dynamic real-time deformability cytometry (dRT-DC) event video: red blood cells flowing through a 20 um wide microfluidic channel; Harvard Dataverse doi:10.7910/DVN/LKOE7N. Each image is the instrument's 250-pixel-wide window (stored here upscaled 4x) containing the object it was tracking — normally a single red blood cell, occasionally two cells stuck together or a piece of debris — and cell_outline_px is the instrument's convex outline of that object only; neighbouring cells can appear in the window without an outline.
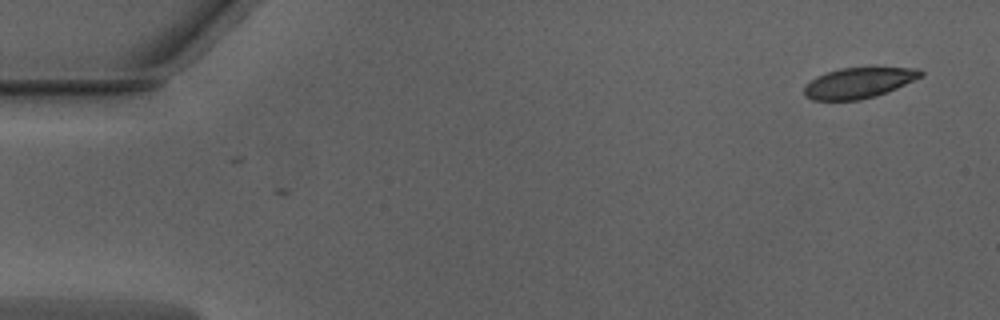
{"species": "Egyptian fruit bat (a non-hibernating species)", "species_latin": "Rousettus aegyptiacus", "temperature_condition": "warm", "stored_images_in_passage": 50, "camera_frame_rate_fps": 3000, "um_per_image_px": 0.085, "animal": {"sex": "male"}, "frame": {"image": 1, "passage_image": 1, "time_ms": 0.0, "image_size_px": [1000, 320], "cell_outline_px": [[924, 76], [896, 88], [876, 96], [860, 100], [812, 100], [804, 96], [804, 88], [816, 76], [840, 68], [920, 68], [924, 72]], "centroid_in_image_um": [73.01, 7.05], "position_along_channel_um": 12.0, "area_um2": 20.63}}
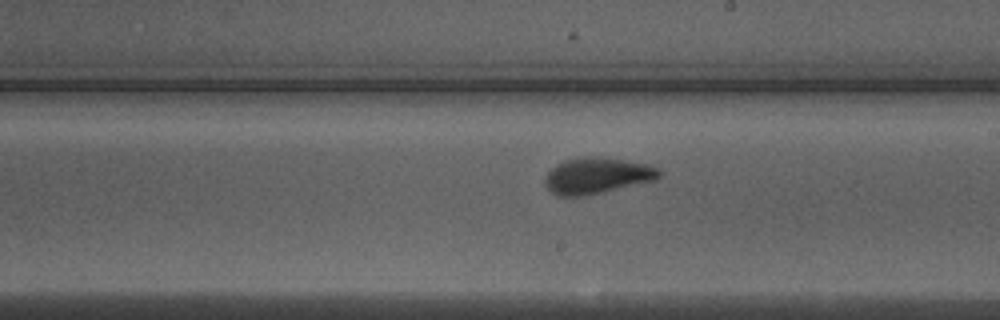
{"frame": {"image": 2, "passage_image": 28, "time_ms": 9.0, "image_size_px": [1000, 320], "cell_outline_px": [[664, 172], [656, 180], [604, 192], [584, 196], [560, 196], [552, 192], [544, 184], [544, 180], [548, 172], [556, 164], [564, 160], [580, 156], [596, 156], [648, 164], [660, 168]], "centroid_in_image_um": [50.77, 14.92], "position_along_channel_um": 238.2, "area_um2": 24.28}}
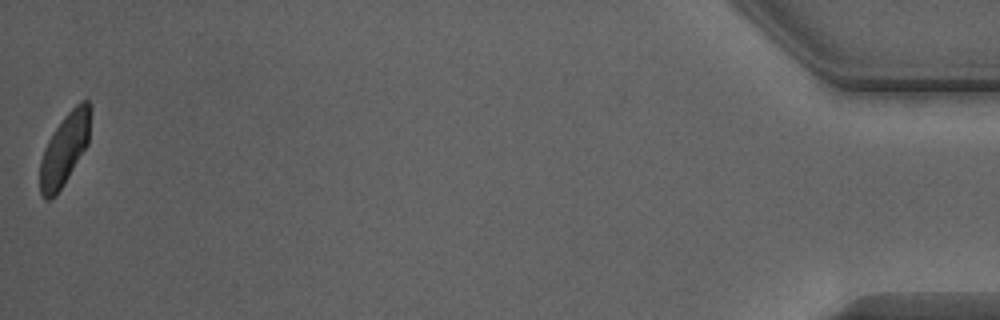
{"frame": {"image": 3, "passage_image": 50, "time_ms": 16.333, "image_size_px": [1000, 320], "cell_outline_px": [[92, 108], [88, 144], [64, 184], [56, 196], [52, 200], [44, 200], [40, 192], [40, 160], [44, 148], [48, 140], [64, 116], [80, 100], [88, 100], [92, 104]], "centroid_in_image_um": [5.5, 12.67], "position_along_channel_um": 429.7, "area_um2": 21.39}, "authors_computed_cell_mechanics": {"area_um2": 22.8021, "velocity_mm_per_s": 3.9667, "shape_relaxation_time_tau1_ms": 2.6263, "shape_relaxation_time_tau2_ms": 0.754, "deformation_change_tau1": 0.1216, "deformation_change_tau2": 0.058}}